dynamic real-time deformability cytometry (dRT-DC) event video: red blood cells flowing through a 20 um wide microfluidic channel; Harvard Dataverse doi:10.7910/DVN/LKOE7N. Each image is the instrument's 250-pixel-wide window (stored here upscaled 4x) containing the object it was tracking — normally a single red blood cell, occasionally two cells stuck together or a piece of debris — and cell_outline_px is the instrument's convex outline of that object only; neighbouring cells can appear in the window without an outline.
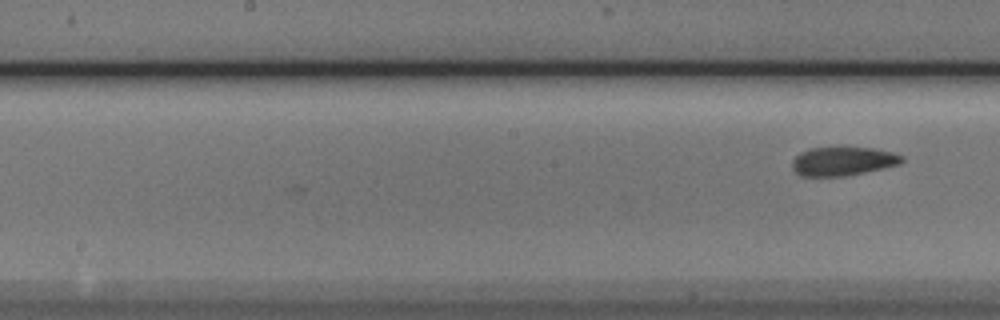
{"species": "Egyptian fruit bat (a non-hibernating species)", "species_latin": "Rousettus aegyptiacus", "temperature_condition": "cold", "stored_images_in_passage": 5, "segment_of_instrument_passage": [2, 2], "camera_frame_rate_fps": 3000, "um_per_image_px": 0.085, "animal": {"sex": "male"}, "frame": {"image": 1, "passage_image": 5, "time_ms": 1.333, "image_size_px": [1000, 320], "cell_outline_px": [[904, 160], [900, 164], [884, 168], [844, 176], [804, 176], [796, 172], [792, 168], [792, 160], [800, 152], [808, 148], [872, 148], [892, 152], [904, 156]], "centroid_in_image_um": [71.65, 13.7], "position_along_channel_um": 176.5, "area_um2": 18.26}}